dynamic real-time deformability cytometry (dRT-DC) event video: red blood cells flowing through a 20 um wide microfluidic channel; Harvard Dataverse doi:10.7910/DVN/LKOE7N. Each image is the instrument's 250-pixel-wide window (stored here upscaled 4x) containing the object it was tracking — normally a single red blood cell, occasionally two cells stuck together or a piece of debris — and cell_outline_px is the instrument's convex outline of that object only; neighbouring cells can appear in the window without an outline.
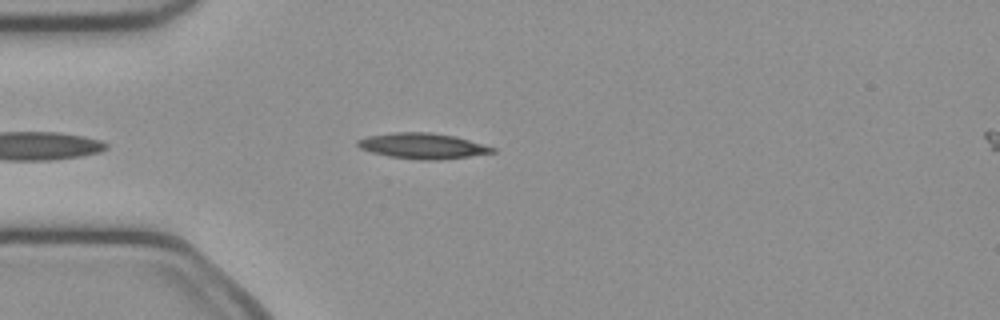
{"species": "common noctule bat (a hibernating species)", "species_latin": "Nyctalus noctula", "temperature_condition": "cold", "stored_images_in_passage": 4, "camera_frame_rate_fps": 3000, "um_per_image_px": 0.085, "animal": {"sex": "female", "body_mass_g": 21.9}, "frame": {"image": 1, "passage_image": 3, "time_ms": 0.667, "image_size_px": [1000, 320], "cell_outline_px": [[496, 152], [440, 160], [420, 160], [388, 156], [372, 152], [360, 148], [356, 144], [356, 140], [368, 136], [392, 132], [432, 132], [456, 136], [496, 148]], "centroid_in_image_um": [35.91, 12.39], "position_along_channel_um": 49.1, "area_um2": 20.17}}